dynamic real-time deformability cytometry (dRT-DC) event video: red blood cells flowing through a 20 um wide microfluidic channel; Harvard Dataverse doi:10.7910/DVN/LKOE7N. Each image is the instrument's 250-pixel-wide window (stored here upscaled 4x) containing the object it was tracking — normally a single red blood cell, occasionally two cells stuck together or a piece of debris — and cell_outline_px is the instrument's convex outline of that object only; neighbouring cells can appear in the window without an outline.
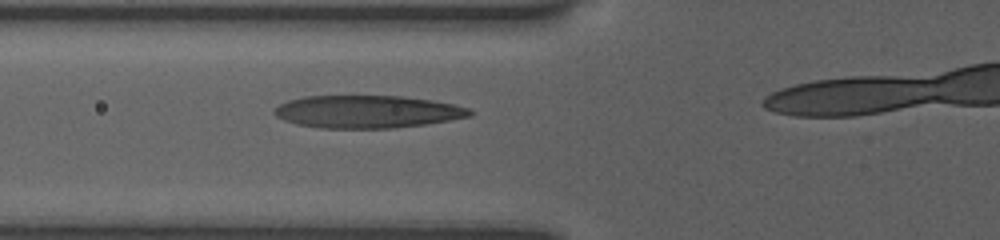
{"species": "human", "species_latin": "Homo sapiens", "temperature_condition": "room temperature", "stored_images_in_passage": 7, "camera_frame_rate_fps": 3000, "um_per_image_px": 0.085, "donor": {"sex": "female"}, "frame": {"image": 1, "passage_image": 7, "time_ms": 4.0, "image_size_px": [1000, 240], "cell_outline_px": [[472, 116], [424, 124], [392, 128], [320, 128], [296, 124], [284, 120], [276, 116], [272, 112], [280, 104], [288, 100], [304, 96], [404, 96], [432, 100], [472, 108]], "centroid_in_image_um": [31.21, 9.49], "position_along_channel_um": 94.6, "area_um2": 37.17}}